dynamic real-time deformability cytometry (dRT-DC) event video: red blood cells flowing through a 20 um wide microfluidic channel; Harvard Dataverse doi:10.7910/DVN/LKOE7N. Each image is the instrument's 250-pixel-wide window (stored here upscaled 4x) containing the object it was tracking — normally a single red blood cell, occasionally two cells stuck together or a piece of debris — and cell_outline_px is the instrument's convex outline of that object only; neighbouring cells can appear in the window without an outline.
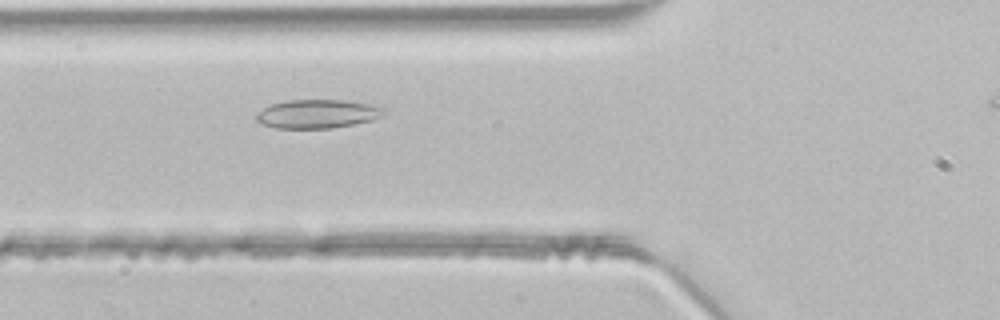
{"species": "common noctule bat (a hibernating species)", "species_latin": "Nyctalus noctula", "temperature_condition": "room temperature", "stored_images_in_passage": 30, "camera_frame_rate_fps": 3000, "um_per_image_px": 0.085, "animal": {"sex": "male", "body_mass_g": 21.5, "forearm_length_mm": 52.0}, "frame": {"image": 1, "passage_image": 5, "time_ms": 1.333, "image_size_px": [1000, 320], "cell_outline_px": [[388, 112], [384, 116], [372, 120], [332, 128], [276, 128], [264, 124], [256, 120], [256, 112], [272, 104], [288, 100], [344, 100], [368, 104], [384, 108]], "centroid_in_image_um": [27.01, 9.68], "position_along_channel_um": 98.8, "area_um2": 21.27}}
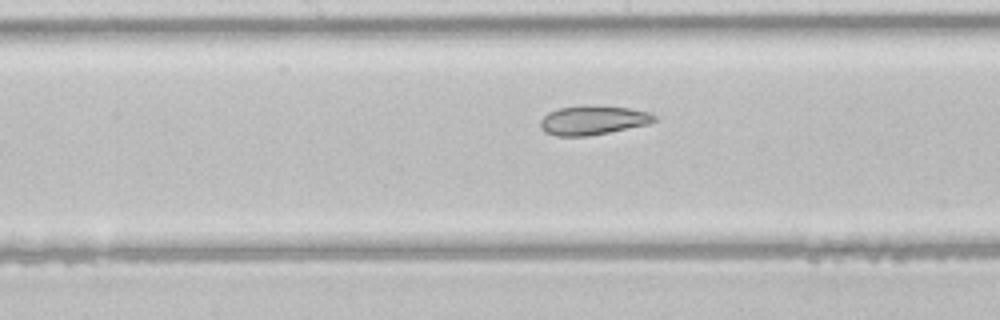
{"frame": {"image": 2, "passage_image": 12, "time_ms": 3.667, "image_size_px": [1000, 320], "cell_outline_px": [[656, 120], [648, 124], [588, 136], [556, 136], [544, 132], [540, 128], [540, 120], [548, 112], [560, 108], [588, 104], [628, 108], [648, 112], [656, 116]], "centroid_in_image_um": [50.36, 10.21], "position_along_channel_um": 197.8, "area_um2": 19.42}}
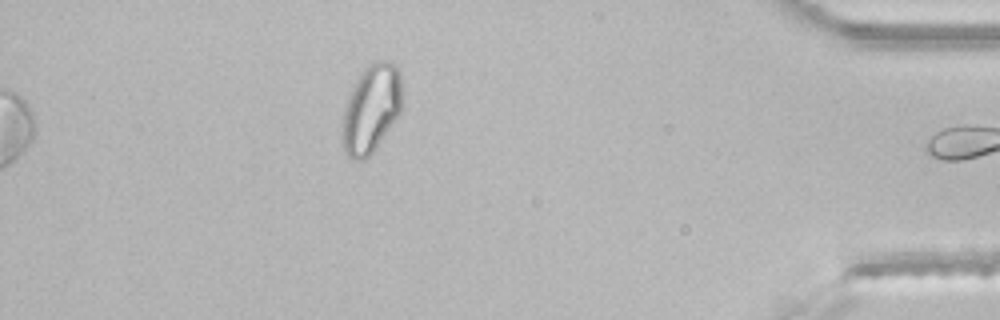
{"frame": {"image": 3, "passage_image": 30, "time_ms": 9.667, "image_size_px": [1000, 320], "cell_outline_px": [[400, 112], [392, 124], [372, 152], [364, 160], [352, 160], [344, 152], [344, 108], [356, 80], [360, 72], [368, 64], [376, 60], [392, 60], [396, 64], [400, 72]], "centroid_in_image_um": [31.56, 9.19], "position_along_channel_um": 403.6, "area_um2": 30.11}}